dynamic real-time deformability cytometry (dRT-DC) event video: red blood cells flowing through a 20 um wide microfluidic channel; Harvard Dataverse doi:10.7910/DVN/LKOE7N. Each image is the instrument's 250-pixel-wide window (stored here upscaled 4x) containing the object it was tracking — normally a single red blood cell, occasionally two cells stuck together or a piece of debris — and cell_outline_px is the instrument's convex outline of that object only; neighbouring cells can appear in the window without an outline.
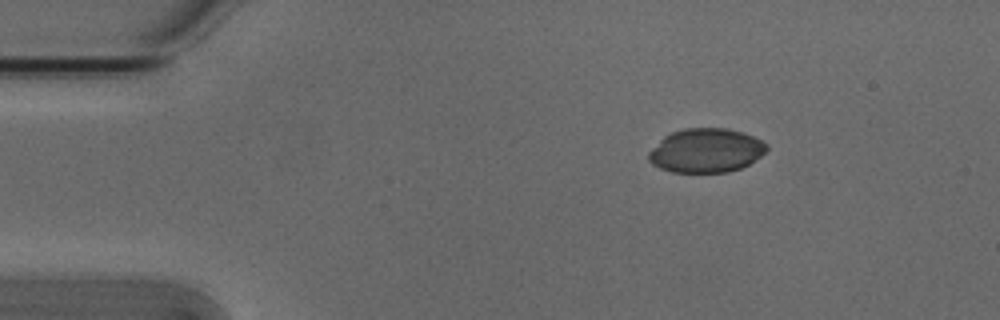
{"species": "Egyptian fruit bat (a non-hibernating species)", "species_latin": "Rousettus aegyptiacus", "temperature_condition": "cold", "stored_images_in_passage": 46, "camera_frame_rate_fps": 3000, "um_per_image_px": 0.085, "animal": {"sex": "male"}, "frame": {"image": 1, "passage_image": 1, "time_ms": 0.0, "image_size_px": [1000, 320], "cell_outline_px": [[768, 148], [760, 156], [748, 164], [740, 168], [728, 172], [672, 172], [660, 168], [652, 164], [648, 160], [648, 152], [664, 136], [672, 132], [684, 128], [728, 128], [744, 132], [768, 144]], "centroid_in_image_um": [60.0, 12.79], "position_along_channel_um": 25.0, "area_um2": 30.29}}
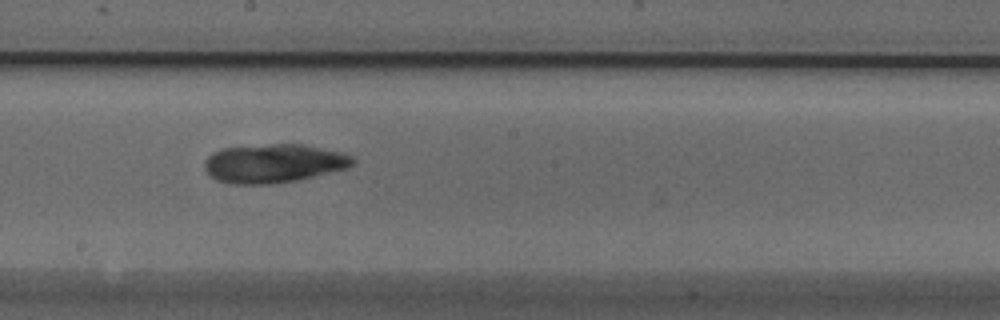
{"frame": {"image": 2, "passage_image": 22, "time_ms": 7.0, "image_size_px": [1000, 320], "cell_outline_px": [[356, 164], [348, 168], [296, 180], [272, 184], [232, 184], [216, 180], [208, 176], [204, 168], [204, 160], [212, 152], [220, 148], [272, 144], [304, 144], [340, 152], [352, 156], [356, 160]], "centroid_in_image_um": [23.23, 13.89], "position_along_channel_um": 225.0, "area_um2": 33.76}}
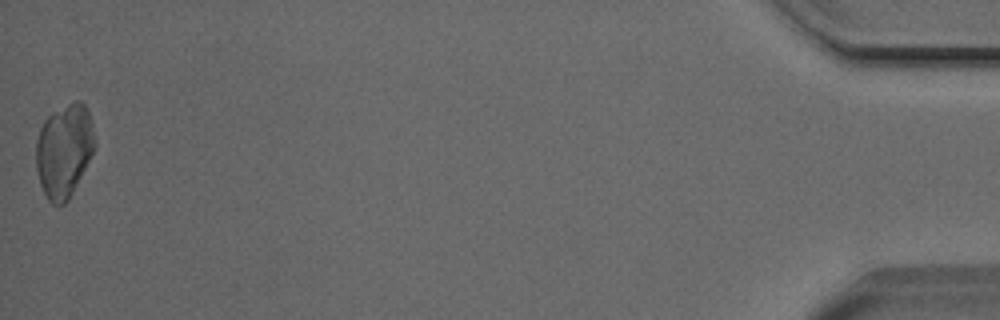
{"frame": {"image": 3, "passage_image": 46, "time_ms": 15.0, "image_size_px": [1000, 320], "cell_outline_px": [[96, 144], [68, 200], [64, 204], [52, 204], [48, 200], [40, 184], [36, 168], [36, 140], [40, 128], [44, 120], [52, 112], [76, 100], [80, 100], [84, 104], [88, 112], [92, 124]], "centroid_in_image_um": [5.42, 12.78], "position_along_channel_um": 429.8, "area_um2": 31.56}}